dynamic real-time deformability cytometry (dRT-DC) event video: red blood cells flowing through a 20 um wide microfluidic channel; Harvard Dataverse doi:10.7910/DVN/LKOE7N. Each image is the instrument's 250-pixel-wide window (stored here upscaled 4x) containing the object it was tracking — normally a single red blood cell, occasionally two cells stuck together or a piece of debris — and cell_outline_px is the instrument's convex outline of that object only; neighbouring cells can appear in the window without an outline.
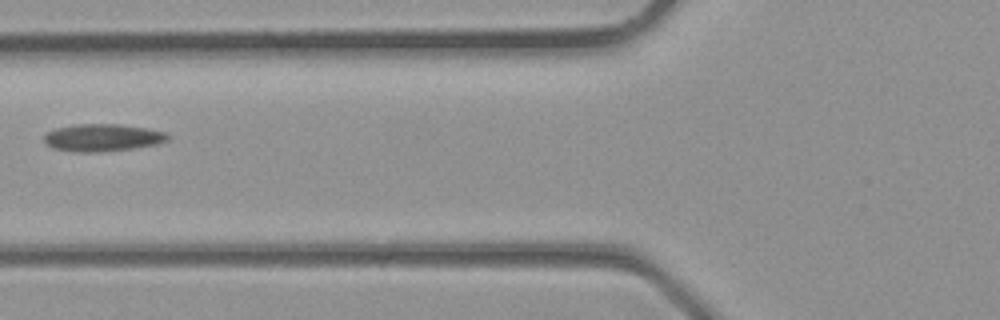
{"species": "common noctule bat (a hibernating species)", "species_latin": "Nyctalus noctula", "temperature_condition": "room temperature", "stored_images_in_passage": 6, "camera_frame_rate_fps": 3000, "um_per_image_px": 0.085, "animal": {"sex": "male", "body_mass_g": 23.1, "forearm_length_mm": 52.7}, "frame": {"image": 1, "passage_image": 6, "time_ms": 1.667, "image_size_px": [1000, 320], "cell_outline_px": [[168, 140], [156, 144], [132, 148], [100, 152], [76, 152], [52, 148], [44, 140], [44, 136], [48, 132], [56, 128], [76, 124], [120, 124], [144, 128], [164, 132], [168, 136]], "centroid_in_image_um": [8.68, 11.7], "position_along_channel_um": 117.1, "area_um2": 19.48}}